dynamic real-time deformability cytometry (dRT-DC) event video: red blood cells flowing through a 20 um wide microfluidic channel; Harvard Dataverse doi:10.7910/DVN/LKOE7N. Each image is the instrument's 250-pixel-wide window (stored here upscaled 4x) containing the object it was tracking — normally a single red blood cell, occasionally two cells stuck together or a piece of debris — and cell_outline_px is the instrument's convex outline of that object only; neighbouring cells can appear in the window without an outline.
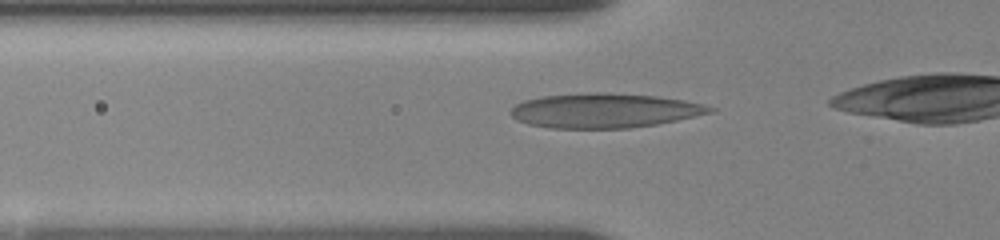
{"species": "human", "species_latin": "Homo sapiens", "temperature_condition": "room temperature", "stored_images_in_passage": 54, "camera_frame_rate_fps": 3000, "um_per_image_px": 0.085, "donor": {"sex": "female"}, "frame": {"image": 1, "passage_image": 2, "time_ms": 0.333, "image_size_px": [1000, 240], "cell_outline_px": [[716, 112], [656, 124], [628, 128], [552, 128], [528, 124], [516, 120], [508, 112], [516, 104], [524, 100], [544, 96], [592, 92], [604, 92], [656, 96], [684, 100], [704, 104], [716, 108]], "centroid_in_image_um": [51.39, 9.4], "position_along_channel_um": 74.4, "area_um2": 40.11}}
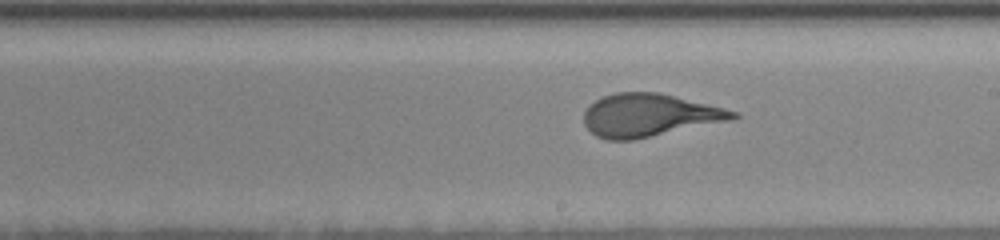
{"frame": {"image": 2, "passage_image": 31, "time_ms": 4.667, "image_size_px": [1000, 240], "cell_outline_px": [[740, 116], [728, 120], [632, 140], [608, 140], [596, 136], [584, 124], [584, 112], [588, 104], [604, 96], [616, 92], [660, 92], [740, 112]], "centroid_in_image_um": [55.14, 9.78], "position_along_channel_um": 233.9, "area_um2": 36.88}}
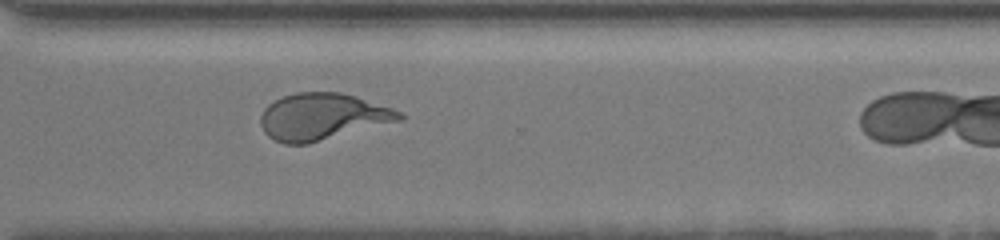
{"frame": {"image": 3, "passage_image": 52, "time_ms": 7.667, "image_size_px": [1000, 240], "cell_outline_px": [[404, 120], [308, 144], [284, 144], [268, 136], [264, 132], [260, 124], [260, 116], [264, 108], [268, 104], [284, 96], [296, 92], [340, 92], [356, 96], [392, 108], [400, 112], [404, 116]], "centroid_in_image_um": [27.41, 9.92], "position_along_channel_um": 343.2, "area_um2": 37.97}}